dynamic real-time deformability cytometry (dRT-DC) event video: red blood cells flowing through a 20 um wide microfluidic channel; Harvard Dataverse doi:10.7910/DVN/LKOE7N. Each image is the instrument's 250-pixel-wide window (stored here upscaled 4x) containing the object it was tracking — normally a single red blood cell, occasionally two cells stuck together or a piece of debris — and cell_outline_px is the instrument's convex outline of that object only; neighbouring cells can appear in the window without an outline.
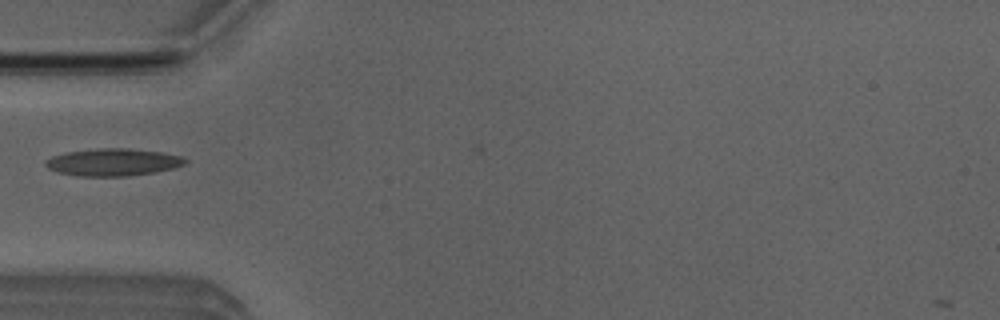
{"species": "Egyptian fruit bat (a non-hibernating species)", "species_latin": "Rousettus aegyptiacus", "temperature_condition": "room temperature", "stored_images_in_passage": 40, "camera_frame_rate_fps": 3000, "um_per_image_px": 0.085, "animal": {"sex": "male"}, "frame": {"image": 1, "passage_image": 5, "time_ms": 1.333, "image_size_px": [1000, 320], "cell_outline_px": [[188, 160], [184, 164], [176, 168], [156, 172], [128, 176], [80, 176], [60, 172], [48, 168], [44, 164], [44, 160], [52, 156], [64, 152], [96, 148], [124, 148], [160, 152], [184, 156]], "centroid_in_image_um": [9.62, 13.78], "position_along_channel_um": 75.4, "area_um2": 22.37}}
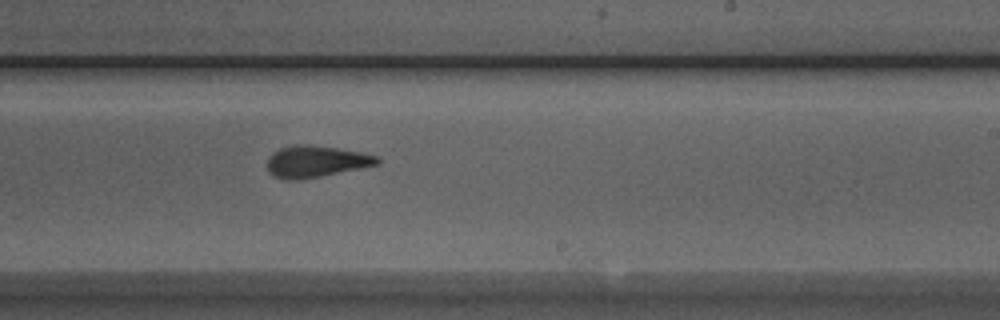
{"frame": {"image": 2, "passage_image": 19, "time_ms": 6.0, "image_size_px": [1000, 320], "cell_outline_px": [[380, 164], [300, 180], [284, 180], [272, 176], [268, 172], [268, 156], [272, 152], [280, 148], [292, 144], [304, 144], [336, 148], [360, 152], [380, 156]], "centroid_in_image_um": [26.82, 13.73], "position_along_channel_um": 262.2, "area_um2": 20.4}}
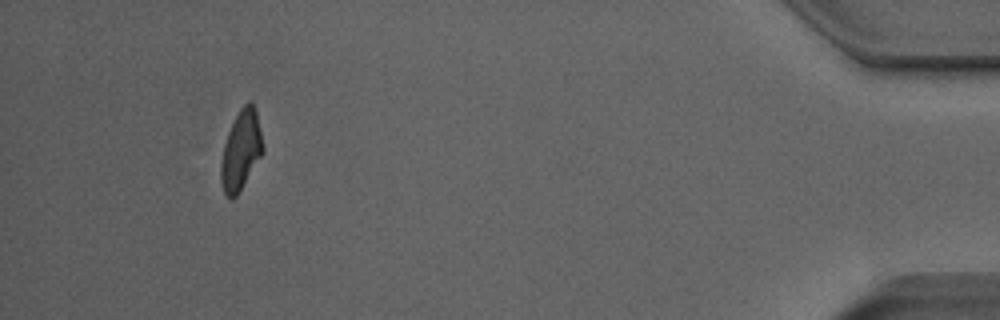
{"frame": {"image": 3, "passage_image": 36, "time_ms": 11.667, "image_size_px": [1000, 320], "cell_outline_px": [[264, 148], [260, 156], [240, 192], [232, 200], [224, 196], [220, 180], [220, 164], [224, 144], [228, 132], [240, 108], [248, 100], [252, 100], [256, 108]], "centroid_in_image_um": [20.47, 12.79], "position_along_channel_um": 414.7, "area_um2": 19.59}, "authors_computed_cell_mechanics": {"area_um2": 19.9988, "velocity_mm_per_s": 3.9891, "shape_relaxation_time_tau1_ms": 8.6678, "shape_relaxation_time_tau2_ms": 1.6869, "deformation_change_tau1": 0.2306, "deformation_change_tau2": 0.1015}}